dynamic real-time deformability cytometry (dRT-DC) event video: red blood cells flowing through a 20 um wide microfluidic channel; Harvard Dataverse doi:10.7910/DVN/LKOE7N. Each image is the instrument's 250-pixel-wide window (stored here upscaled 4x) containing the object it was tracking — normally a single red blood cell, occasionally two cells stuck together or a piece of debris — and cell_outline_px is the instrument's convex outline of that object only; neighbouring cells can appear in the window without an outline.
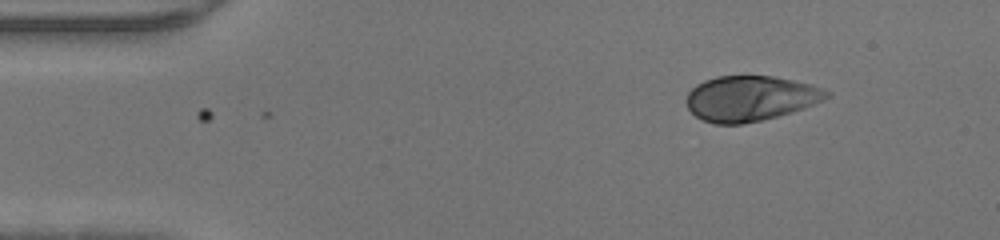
{"species": "human", "species_latin": "Homo sapiens", "temperature_condition": "warm", "stored_images_in_passage": 42, "camera_frame_rate_fps": 3000, "um_per_image_px": 0.085, "donor": {"sex": "male"}, "frame": {"image": 1, "passage_image": 1, "time_ms": 0.0, "image_size_px": [1000, 240], "cell_outline_px": [[832, 96], [824, 100], [776, 116], [760, 120], [740, 124], [716, 124], [704, 120], [696, 116], [688, 108], [684, 100], [688, 92], [696, 84], [704, 80], [716, 76], [772, 76], [812, 84], [832, 92]], "centroid_in_image_um": [63.75, 8.35], "position_along_channel_um": 21.2, "area_um2": 36.82}}
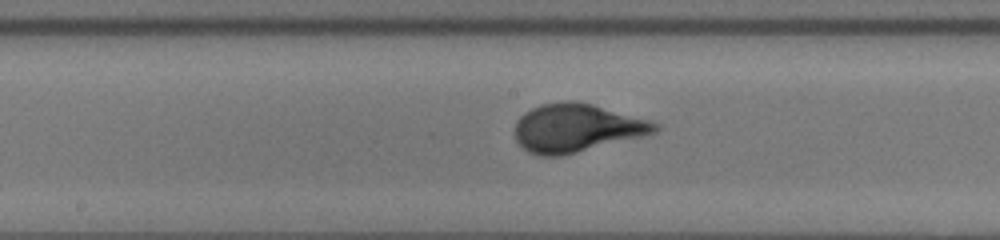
{"frame": {"image": 2, "passage_image": 19, "time_ms": 6.0, "image_size_px": [1000, 240], "cell_outline_px": [[660, 128], [656, 132], [560, 156], [540, 156], [528, 152], [516, 140], [516, 120], [524, 112], [540, 104], [564, 100], [572, 100], [592, 104], [648, 120], [660, 124]], "centroid_in_image_um": [48.96, 10.86], "position_along_channel_um": 199.2, "area_um2": 38.9}}
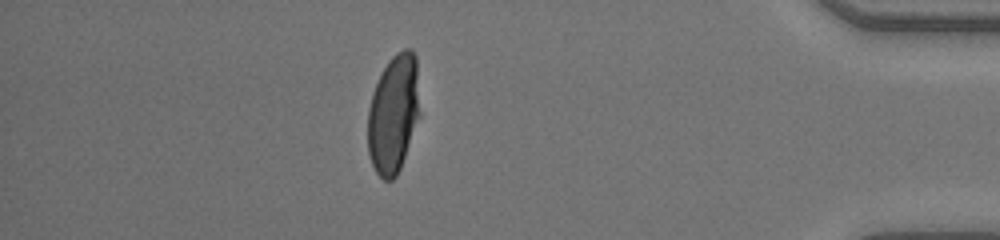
{"frame": {"image": 3, "passage_image": 36, "time_ms": 11.667, "image_size_px": [1000, 240], "cell_outline_px": [[420, 116], [400, 168], [396, 176], [392, 180], [384, 180], [376, 172], [372, 164], [368, 152], [368, 108], [372, 92], [388, 60], [396, 52], [404, 48], [412, 48], [416, 56], [420, 112]], "centroid_in_image_um": [33.45, 9.65], "position_along_channel_um": 401.7, "area_um2": 36.13}}